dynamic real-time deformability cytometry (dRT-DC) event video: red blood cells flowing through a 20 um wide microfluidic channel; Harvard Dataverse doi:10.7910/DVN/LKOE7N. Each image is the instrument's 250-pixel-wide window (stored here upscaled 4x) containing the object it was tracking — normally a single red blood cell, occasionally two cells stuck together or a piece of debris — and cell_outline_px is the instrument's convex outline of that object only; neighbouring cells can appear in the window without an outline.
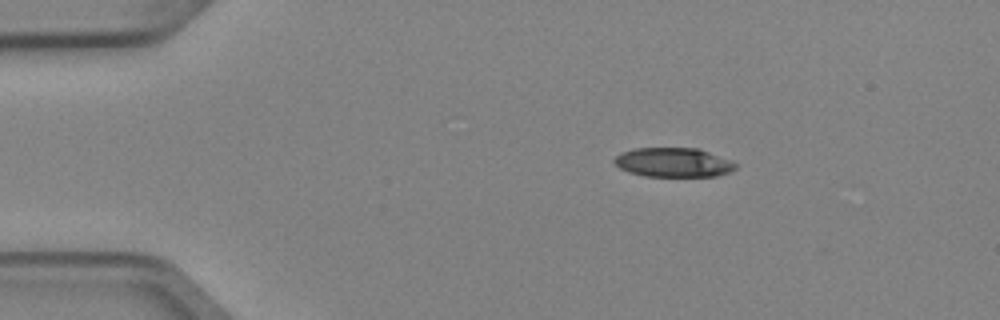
{"species": "Egyptian fruit bat (a non-hibernating species)", "species_latin": "Rousettus aegyptiacus", "temperature_condition": "cold", "stored_images_in_passage": 5, "camera_frame_rate_fps": 3000, "um_per_image_px": 0.085, "animal": {"sex": "female"}, "frame": {"image": 1, "passage_image": 1, "time_ms": 0.0, "image_size_px": [1000, 320], "cell_outline_px": [[736, 168], [728, 172], [716, 176], [644, 176], [628, 172], [620, 168], [612, 160], [620, 152], [632, 148], [700, 148], [732, 160], [736, 164]], "centroid_in_image_um": [57.23, 13.79], "position_along_channel_um": 27.8, "area_um2": 20.87}}
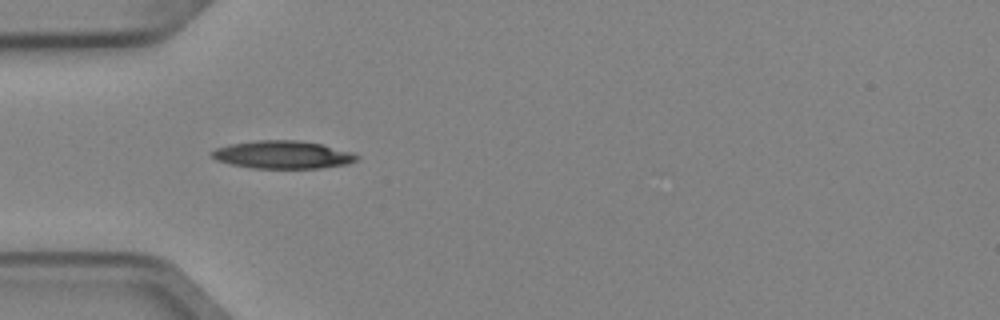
{"frame": {"image": 2, "passage_image": 3, "time_ms": 0.667, "image_size_px": [1000, 320], "cell_outline_px": [[360, 156], [356, 160], [348, 164], [320, 168], [252, 168], [232, 164], [216, 160], [212, 156], [212, 152], [216, 148], [232, 144], [260, 140], [296, 140], [324, 144], [352, 152]], "centroid_in_image_um": [24.09, 13.15], "position_along_channel_um": 60.9, "area_um2": 23.41}}
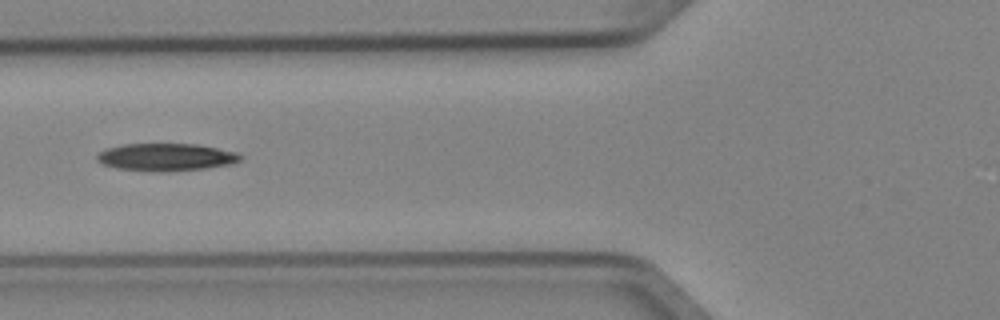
{"frame": {"image": 3, "passage_image": 4, "time_ms": 1.0, "image_size_px": [1000, 320], "cell_outline_px": [[244, 156], [240, 160], [232, 164], [204, 168], [168, 172], [152, 172], [116, 168], [100, 164], [96, 160], [96, 156], [104, 148], [124, 144], [196, 144], [240, 152]], "centroid_in_image_um": [14.11, 13.36], "position_along_channel_um": 111.7, "area_um2": 23.41}}